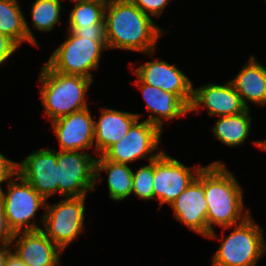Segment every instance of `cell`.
I'll return each instance as SVG.
<instances>
[{"label":"cell","mask_w":266,"mask_h":266,"mask_svg":"<svg viewBox=\"0 0 266 266\" xmlns=\"http://www.w3.org/2000/svg\"><path fill=\"white\" fill-rule=\"evenodd\" d=\"M163 132L158 126L138 119L128 133L110 146L102 156L109 161L127 165L139 159L151 162L164 151H158Z\"/></svg>","instance_id":"ba28073f"},{"label":"cell","mask_w":266,"mask_h":266,"mask_svg":"<svg viewBox=\"0 0 266 266\" xmlns=\"http://www.w3.org/2000/svg\"><path fill=\"white\" fill-rule=\"evenodd\" d=\"M133 74L142 83L176 94L188 107L193 97L192 80L175 64L154 58L133 68Z\"/></svg>","instance_id":"8fae6325"},{"label":"cell","mask_w":266,"mask_h":266,"mask_svg":"<svg viewBox=\"0 0 266 266\" xmlns=\"http://www.w3.org/2000/svg\"><path fill=\"white\" fill-rule=\"evenodd\" d=\"M253 142H254V144L262 151H266V139H264V140H256V141H254L253 140Z\"/></svg>","instance_id":"d6a6232c"},{"label":"cell","mask_w":266,"mask_h":266,"mask_svg":"<svg viewBox=\"0 0 266 266\" xmlns=\"http://www.w3.org/2000/svg\"><path fill=\"white\" fill-rule=\"evenodd\" d=\"M5 266H26L24 262L18 258L14 252H10L7 256V261Z\"/></svg>","instance_id":"1f68e13d"},{"label":"cell","mask_w":266,"mask_h":266,"mask_svg":"<svg viewBox=\"0 0 266 266\" xmlns=\"http://www.w3.org/2000/svg\"><path fill=\"white\" fill-rule=\"evenodd\" d=\"M51 127L60 150H94V117L89 107L51 121Z\"/></svg>","instance_id":"9a60e30c"},{"label":"cell","mask_w":266,"mask_h":266,"mask_svg":"<svg viewBox=\"0 0 266 266\" xmlns=\"http://www.w3.org/2000/svg\"><path fill=\"white\" fill-rule=\"evenodd\" d=\"M74 7L70 11L67 27H105V4L89 1H71Z\"/></svg>","instance_id":"cb8c5ba5"},{"label":"cell","mask_w":266,"mask_h":266,"mask_svg":"<svg viewBox=\"0 0 266 266\" xmlns=\"http://www.w3.org/2000/svg\"><path fill=\"white\" fill-rule=\"evenodd\" d=\"M72 1H89V2H97L100 4L107 5L111 0H72Z\"/></svg>","instance_id":"836d02e7"},{"label":"cell","mask_w":266,"mask_h":266,"mask_svg":"<svg viewBox=\"0 0 266 266\" xmlns=\"http://www.w3.org/2000/svg\"><path fill=\"white\" fill-rule=\"evenodd\" d=\"M61 0H34L31 3L30 18L33 28L40 32L53 31L57 24H61Z\"/></svg>","instance_id":"603a6c76"},{"label":"cell","mask_w":266,"mask_h":266,"mask_svg":"<svg viewBox=\"0 0 266 266\" xmlns=\"http://www.w3.org/2000/svg\"><path fill=\"white\" fill-rule=\"evenodd\" d=\"M57 151L40 148L17 162V173L46 201L58 194Z\"/></svg>","instance_id":"7c38bea8"},{"label":"cell","mask_w":266,"mask_h":266,"mask_svg":"<svg viewBox=\"0 0 266 266\" xmlns=\"http://www.w3.org/2000/svg\"><path fill=\"white\" fill-rule=\"evenodd\" d=\"M66 30L79 37H88L95 41H106L105 27H67Z\"/></svg>","instance_id":"83f0119b"},{"label":"cell","mask_w":266,"mask_h":266,"mask_svg":"<svg viewBox=\"0 0 266 266\" xmlns=\"http://www.w3.org/2000/svg\"><path fill=\"white\" fill-rule=\"evenodd\" d=\"M104 23L108 49L136 51L150 57L165 33L131 0H111L105 7Z\"/></svg>","instance_id":"6da1fadb"},{"label":"cell","mask_w":266,"mask_h":266,"mask_svg":"<svg viewBox=\"0 0 266 266\" xmlns=\"http://www.w3.org/2000/svg\"><path fill=\"white\" fill-rule=\"evenodd\" d=\"M252 214L239 224L224 227L230 234L220 239L216 229L207 238L219 240L220 245L211 257V266H257L266 253L264 229L254 221Z\"/></svg>","instance_id":"277c9868"},{"label":"cell","mask_w":266,"mask_h":266,"mask_svg":"<svg viewBox=\"0 0 266 266\" xmlns=\"http://www.w3.org/2000/svg\"><path fill=\"white\" fill-rule=\"evenodd\" d=\"M13 236L14 233L7 223L6 215L0 202V244H11Z\"/></svg>","instance_id":"f546056e"},{"label":"cell","mask_w":266,"mask_h":266,"mask_svg":"<svg viewBox=\"0 0 266 266\" xmlns=\"http://www.w3.org/2000/svg\"><path fill=\"white\" fill-rule=\"evenodd\" d=\"M132 83L141 90L149 112L145 120L158 126L162 131L165 120L180 119L189 113V107L176 94L142 83L138 78Z\"/></svg>","instance_id":"ac0fdd59"},{"label":"cell","mask_w":266,"mask_h":266,"mask_svg":"<svg viewBox=\"0 0 266 266\" xmlns=\"http://www.w3.org/2000/svg\"><path fill=\"white\" fill-rule=\"evenodd\" d=\"M203 168L201 164L188 167L163 151L154 159L153 191L159 209L169 206L189 186Z\"/></svg>","instance_id":"30bf717a"},{"label":"cell","mask_w":266,"mask_h":266,"mask_svg":"<svg viewBox=\"0 0 266 266\" xmlns=\"http://www.w3.org/2000/svg\"><path fill=\"white\" fill-rule=\"evenodd\" d=\"M96 158L89 152L57 151V183L60 197H81L95 191Z\"/></svg>","instance_id":"9c48e42d"},{"label":"cell","mask_w":266,"mask_h":266,"mask_svg":"<svg viewBox=\"0 0 266 266\" xmlns=\"http://www.w3.org/2000/svg\"><path fill=\"white\" fill-rule=\"evenodd\" d=\"M229 81L248 109L249 103L266 106V67L257 61L255 55H250L247 63Z\"/></svg>","instance_id":"d6986e66"},{"label":"cell","mask_w":266,"mask_h":266,"mask_svg":"<svg viewBox=\"0 0 266 266\" xmlns=\"http://www.w3.org/2000/svg\"><path fill=\"white\" fill-rule=\"evenodd\" d=\"M11 248L26 266H61L64 253L41 230L14 233Z\"/></svg>","instance_id":"2e32d148"},{"label":"cell","mask_w":266,"mask_h":266,"mask_svg":"<svg viewBox=\"0 0 266 266\" xmlns=\"http://www.w3.org/2000/svg\"><path fill=\"white\" fill-rule=\"evenodd\" d=\"M28 23L19 0H0V33L9 36L20 47L23 42L39 47Z\"/></svg>","instance_id":"44dd1931"},{"label":"cell","mask_w":266,"mask_h":266,"mask_svg":"<svg viewBox=\"0 0 266 266\" xmlns=\"http://www.w3.org/2000/svg\"><path fill=\"white\" fill-rule=\"evenodd\" d=\"M205 108L209 117L236 115L247 109L229 80L225 84L206 83L193 88L189 113L199 114Z\"/></svg>","instance_id":"4fadbf2b"},{"label":"cell","mask_w":266,"mask_h":266,"mask_svg":"<svg viewBox=\"0 0 266 266\" xmlns=\"http://www.w3.org/2000/svg\"><path fill=\"white\" fill-rule=\"evenodd\" d=\"M20 46L9 36L0 33V66L9 60Z\"/></svg>","instance_id":"f1b7e54d"},{"label":"cell","mask_w":266,"mask_h":266,"mask_svg":"<svg viewBox=\"0 0 266 266\" xmlns=\"http://www.w3.org/2000/svg\"><path fill=\"white\" fill-rule=\"evenodd\" d=\"M174 218L194 233L207 237V202L204 195V166L197 177L169 206Z\"/></svg>","instance_id":"5bb4252c"},{"label":"cell","mask_w":266,"mask_h":266,"mask_svg":"<svg viewBox=\"0 0 266 266\" xmlns=\"http://www.w3.org/2000/svg\"><path fill=\"white\" fill-rule=\"evenodd\" d=\"M17 173V161H13L0 152V192L3 190L2 183L8 181Z\"/></svg>","instance_id":"4316f807"},{"label":"cell","mask_w":266,"mask_h":266,"mask_svg":"<svg viewBox=\"0 0 266 266\" xmlns=\"http://www.w3.org/2000/svg\"><path fill=\"white\" fill-rule=\"evenodd\" d=\"M86 197H62L53 204L46 201L45 213L39 220L41 231L63 252L85 228Z\"/></svg>","instance_id":"52a82bcc"},{"label":"cell","mask_w":266,"mask_h":266,"mask_svg":"<svg viewBox=\"0 0 266 266\" xmlns=\"http://www.w3.org/2000/svg\"><path fill=\"white\" fill-rule=\"evenodd\" d=\"M234 173L218 160L204 166V195L207 202V236L219 228L230 227L251 215L245 208L243 189Z\"/></svg>","instance_id":"7a4b0ae2"},{"label":"cell","mask_w":266,"mask_h":266,"mask_svg":"<svg viewBox=\"0 0 266 266\" xmlns=\"http://www.w3.org/2000/svg\"><path fill=\"white\" fill-rule=\"evenodd\" d=\"M142 12L151 17H161L169 2L174 0H131Z\"/></svg>","instance_id":"484cf974"},{"label":"cell","mask_w":266,"mask_h":266,"mask_svg":"<svg viewBox=\"0 0 266 266\" xmlns=\"http://www.w3.org/2000/svg\"><path fill=\"white\" fill-rule=\"evenodd\" d=\"M143 115L103 107L98 119H94V152L102 155L110 146L119 142L132 125Z\"/></svg>","instance_id":"e0dca14e"},{"label":"cell","mask_w":266,"mask_h":266,"mask_svg":"<svg viewBox=\"0 0 266 266\" xmlns=\"http://www.w3.org/2000/svg\"><path fill=\"white\" fill-rule=\"evenodd\" d=\"M66 39L49 56L46 64L62 74L79 75L94 80L92 71L100 67V59L108 50L106 41H95L67 31Z\"/></svg>","instance_id":"5b68a950"},{"label":"cell","mask_w":266,"mask_h":266,"mask_svg":"<svg viewBox=\"0 0 266 266\" xmlns=\"http://www.w3.org/2000/svg\"><path fill=\"white\" fill-rule=\"evenodd\" d=\"M5 185L7 190H1L0 202L13 233L41 230L35 217L39 209H45L46 200L18 173Z\"/></svg>","instance_id":"8992f818"},{"label":"cell","mask_w":266,"mask_h":266,"mask_svg":"<svg viewBox=\"0 0 266 266\" xmlns=\"http://www.w3.org/2000/svg\"><path fill=\"white\" fill-rule=\"evenodd\" d=\"M154 160L133 171L132 194L143 201L154 199Z\"/></svg>","instance_id":"d4e9b609"},{"label":"cell","mask_w":266,"mask_h":266,"mask_svg":"<svg viewBox=\"0 0 266 266\" xmlns=\"http://www.w3.org/2000/svg\"><path fill=\"white\" fill-rule=\"evenodd\" d=\"M95 162V186L102 181L101 172H107V187L112 201H124L132 194L133 170L129 165L116 163L97 156Z\"/></svg>","instance_id":"ffe728a7"},{"label":"cell","mask_w":266,"mask_h":266,"mask_svg":"<svg viewBox=\"0 0 266 266\" xmlns=\"http://www.w3.org/2000/svg\"><path fill=\"white\" fill-rule=\"evenodd\" d=\"M250 108L236 115L219 116L211 127L214 137L221 144L235 147L245 144L250 134L253 117Z\"/></svg>","instance_id":"7402d4cb"},{"label":"cell","mask_w":266,"mask_h":266,"mask_svg":"<svg viewBox=\"0 0 266 266\" xmlns=\"http://www.w3.org/2000/svg\"><path fill=\"white\" fill-rule=\"evenodd\" d=\"M11 251V244H0V266H5L7 256Z\"/></svg>","instance_id":"4dcf8cb0"},{"label":"cell","mask_w":266,"mask_h":266,"mask_svg":"<svg viewBox=\"0 0 266 266\" xmlns=\"http://www.w3.org/2000/svg\"><path fill=\"white\" fill-rule=\"evenodd\" d=\"M44 116L51 121L88 108L87 92L94 80L53 71L46 63L38 76Z\"/></svg>","instance_id":"3957f363"}]
</instances>
